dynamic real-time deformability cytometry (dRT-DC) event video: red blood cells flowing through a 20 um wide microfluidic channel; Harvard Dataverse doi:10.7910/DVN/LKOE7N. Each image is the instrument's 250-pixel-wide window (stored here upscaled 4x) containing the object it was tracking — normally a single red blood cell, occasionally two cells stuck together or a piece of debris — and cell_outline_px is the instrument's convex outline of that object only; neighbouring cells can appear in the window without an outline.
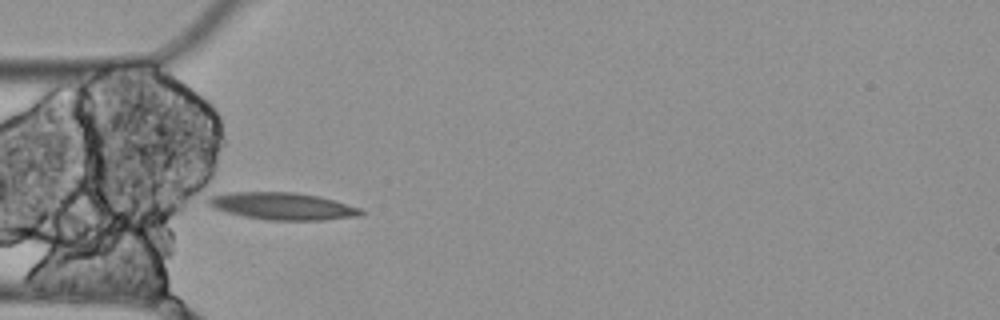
{"species": "Egyptian fruit bat (a non-hibernating species)", "species_latin": "Rousettus aegyptiacus", "temperature_condition": "cold", "stored_images_in_passage": 4, "camera_frame_rate_fps": 3000, "um_per_image_px": 0.085, "animal": {"sex": "female"}, "frame": {"image": 1, "passage_image": 4, "time_ms": 1.0, "image_size_px": [1000, 320], "cell_outline_px": [[364, 212], [360, 216], [324, 220], [268, 220], [244, 216], [212, 208], [204, 204], [204, 200], [208, 196], [232, 192], [296, 192], [320, 196], [360, 208]], "centroid_in_image_um": [23.96, 17.51], "position_along_channel_um": 61.0, "area_um2": 24.39}}